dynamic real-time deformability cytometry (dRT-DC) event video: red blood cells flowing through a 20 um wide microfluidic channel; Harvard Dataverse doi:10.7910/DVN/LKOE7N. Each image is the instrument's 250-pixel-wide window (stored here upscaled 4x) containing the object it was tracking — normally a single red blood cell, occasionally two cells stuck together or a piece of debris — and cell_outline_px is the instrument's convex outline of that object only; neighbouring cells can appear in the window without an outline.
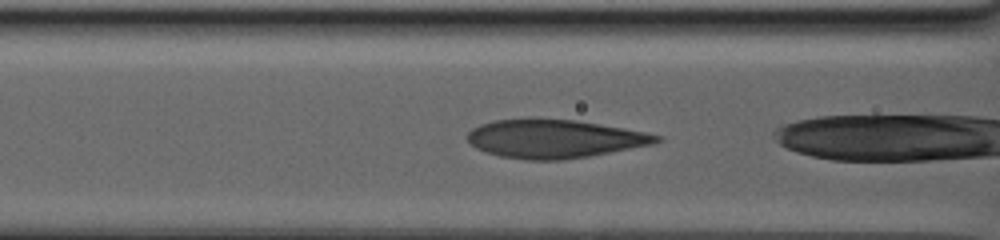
{"species": "human", "species_latin": "Homo sapiens", "temperature_condition": "warm", "stored_images_in_passage": 47, "camera_frame_rate_fps": 3000, "um_per_image_px": 0.085, "donor": {"sex": "male"}, "frame": {"image": 1, "passage_image": 7, "time_ms": 1.0, "image_size_px": [1000, 240], "cell_outline_px": [[664, 136], [660, 140], [652, 144], [588, 156], [560, 160], [524, 160], [500, 156], [476, 148], [464, 136], [472, 128], [480, 124], [492, 120], [528, 116], [532, 116], [576, 120], [624, 128]], "centroid_in_image_um": [47.05, 11.76], "position_along_channel_um": 119.6, "area_um2": 43.0}}
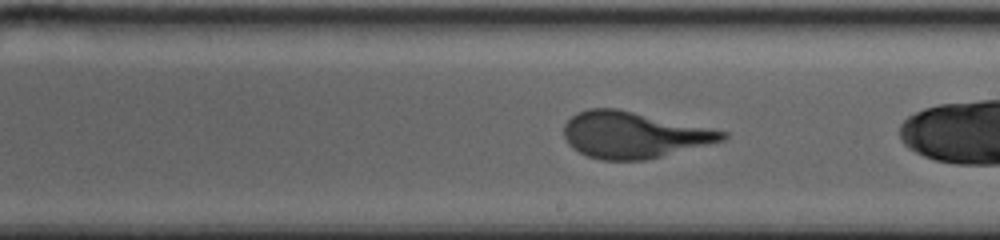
{"frame": {"image": 2, "passage_image": 24, "time_ms": 5.667, "image_size_px": [1000, 240], "cell_outline_px": [[728, 136], [724, 140], [644, 160], [600, 160], [588, 156], [572, 148], [568, 144], [564, 136], [564, 124], [576, 112], [588, 108], [616, 108], [728, 132]], "centroid_in_image_um": [53.8, 11.46], "position_along_channel_um": 235.2, "area_um2": 42.37}}
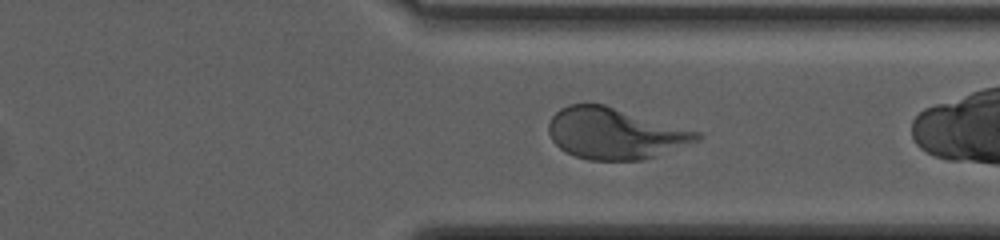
{"frame": {"image": 3, "passage_image": 39, "time_ms": 10.667, "image_size_px": [1000, 240], "cell_outline_px": [[704, 136], [700, 140], [644, 160], [588, 160], [564, 152], [552, 140], [548, 132], [548, 124], [552, 116], [560, 108], [568, 104], [604, 104], [700, 132]], "centroid_in_image_um": [52.25, 11.35], "position_along_channel_um": 359.1, "area_um2": 44.22}}